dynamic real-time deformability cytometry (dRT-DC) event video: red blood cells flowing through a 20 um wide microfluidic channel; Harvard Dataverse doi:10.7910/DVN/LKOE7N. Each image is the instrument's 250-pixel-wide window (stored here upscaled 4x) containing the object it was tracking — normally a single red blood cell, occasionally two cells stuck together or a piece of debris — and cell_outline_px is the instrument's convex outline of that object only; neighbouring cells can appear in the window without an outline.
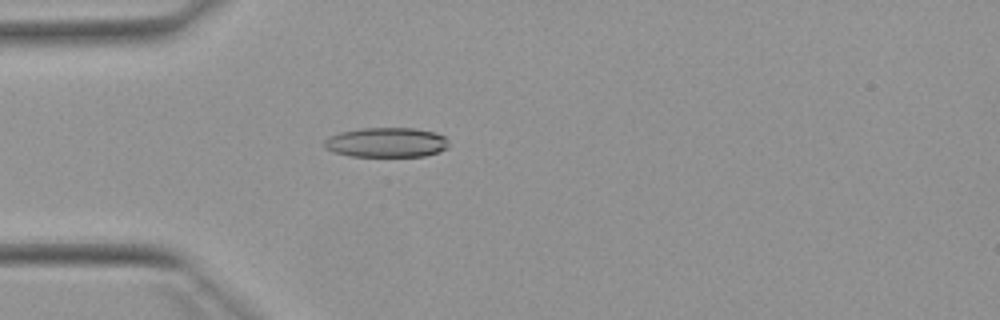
{"species": "Egyptian fruit bat (a non-hibernating species)", "species_latin": "Rousettus aegyptiacus", "temperature_condition": "warm", "stored_images_in_passage": 52, "camera_frame_rate_fps": 3000, "um_per_image_px": 0.085, "animal": {"sex": "female"}, "frame": {"image": 1, "passage_image": 15, "time_ms": 4.667, "image_size_px": [1000, 320], "cell_outline_px": [[448, 148], [440, 152], [424, 156], [348, 156], [332, 152], [324, 148], [324, 140], [328, 136], [340, 132], [364, 128], [416, 128], [436, 132], [444, 136], [448, 140]], "centroid_in_image_um": [32.85, 12.11], "position_along_channel_um": 52.2, "area_um2": 21.85}}
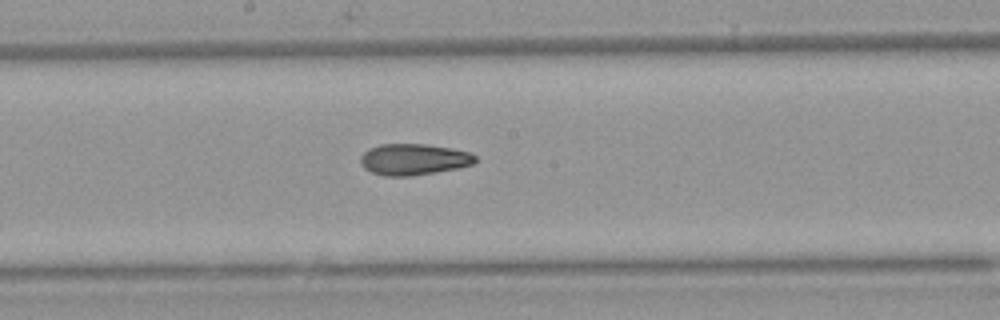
{"frame": {"image": 2, "passage_image": 28, "time_ms": 9.0, "image_size_px": [1000, 320], "cell_outline_px": [[476, 160], [472, 164], [460, 168], [412, 176], [384, 176], [372, 172], [364, 168], [360, 164], [360, 156], [368, 148], [380, 144], [424, 144], [452, 148], [468, 152], [476, 156]], "centroid_in_image_um": [35.14, 13.55], "position_along_channel_um": 213.1, "area_um2": 21.04}}
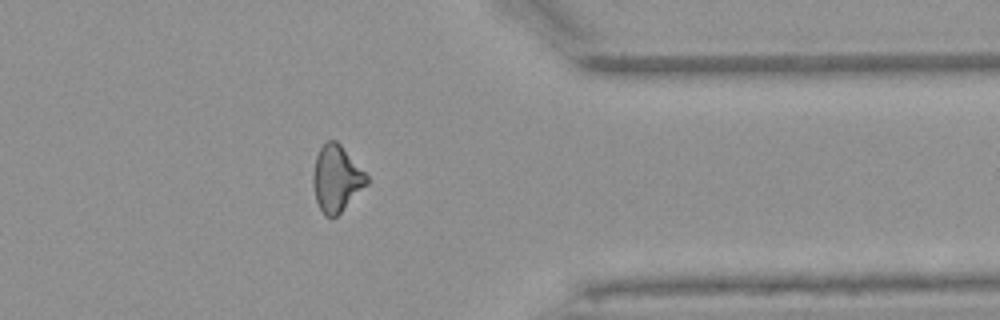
{"frame": {"image": 3, "passage_image": 42, "time_ms": 13.667, "image_size_px": [1000, 320], "cell_outline_px": [[368, 184], [332, 220], [324, 216], [316, 200], [312, 180], [312, 176], [316, 156], [320, 148], [328, 140], [336, 140], [340, 144], [368, 176]], "centroid_in_image_um": [28.58, 15.2], "position_along_channel_um": 382.8, "area_um2": 20.58}, "authors_computed_cell_mechanics": {"area_um2": 21.0392, "velocity_mm_per_s": 3.9134, "shape_relaxation_time_tau1_ms": null, "shape_relaxation_time_tau2_ms": 4.267, "deformation_change_tau1": null, "deformation_change_tau2": 0.1149}}